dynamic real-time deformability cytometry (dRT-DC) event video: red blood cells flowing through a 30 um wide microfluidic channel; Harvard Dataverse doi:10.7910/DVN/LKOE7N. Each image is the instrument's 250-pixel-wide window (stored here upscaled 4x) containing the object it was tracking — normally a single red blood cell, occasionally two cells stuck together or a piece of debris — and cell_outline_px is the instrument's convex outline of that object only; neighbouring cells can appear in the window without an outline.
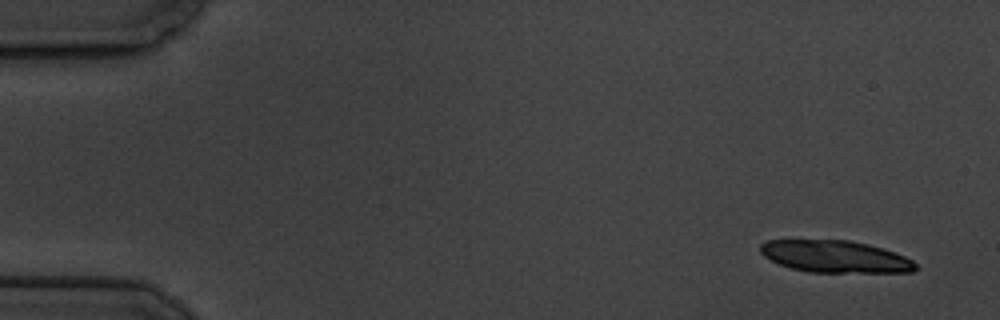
{"species": "common noctule bat (a hibernating species)", "species_latin": "Nyctalus noctula", "temperature_condition": "cold", "stored_images_in_passage": 15, "camera_frame_rate_fps": 3000, "um_per_image_px": 0.085, "animal": {"sex": "male", "body_mass_g": 19.5, "forearm_length_mm": 54.6}, "frame": {"image": 1, "passage_image": 1, "time_ms": 0.0, "image_size_px": [1000, 320], "cell_outline_px": [[920, 268], [912, 272], [808, 272], [792, 268], [780, 264], [764, 256], [760, 252], [760, 244], [768, 240], [848, 240], [868, 244], [904, 256], [912, 260]], "centroid_in_image_um": [70.99, 21.81], "position_along_channel_um": 14.0, "area_um2": 28.78}}
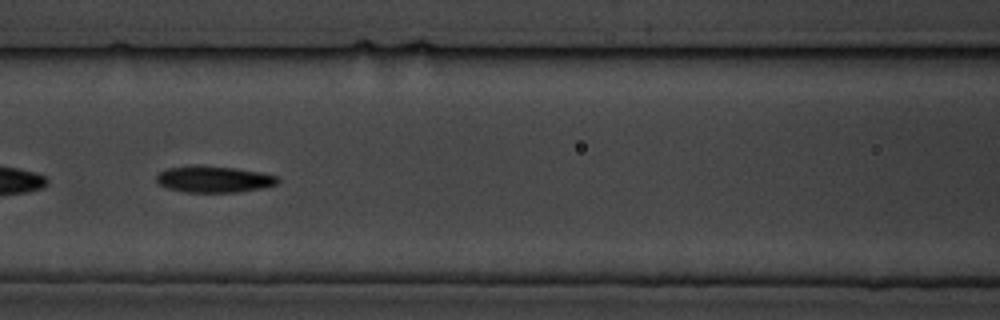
{"frame": {"image": 2, "passage_image": 7, "time_ms": 7.667, "image_size_px": [1000, 320], "cell_outline_px": [[280, 180], [276, 184], [264, 188], [240, 192], [184, 192], [168, 188], [160, 184], [156, 180], [156, 176], [160, 172], [168, 168], [196, 164], [236, 168], [260, 172], [276, 176]], "centroid_in_image_um": [18.18, 15.23], "position_along_channel_um": 148.4, "area_um2": 18.84}}
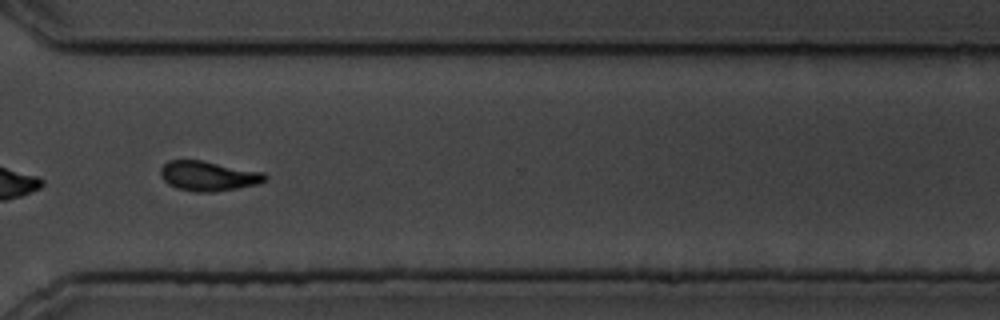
{"frame": {"image": 3, "passage_image": 12, "time_ms": 13.667, "image_size_px": [1000, 320], "cell_outline_px": [[268, 180], [256, 184], [236, 188], [212, 192], [196, 192], [176, 188], [168, 184], [160, 176], [160, 168], [168, 160], [200, 160], [264, 172], [268, 176]], "centroid_in_image_um": [17.7, 14.95], "position_along_channel_um": 352.9, "area_um2": 18.15}, "authors_computed_cell_mechanics": {"area_um2": 18.8428, "velocity_mm_per_s": 3.4145, "shape_relaxation_time_tau1_ms": 2.4278, "shape_relaxation_time_tau2_ms": 4.0025, "deformation_change_tau1": 0.108, "deformation_change_tau2": 0.1006}}